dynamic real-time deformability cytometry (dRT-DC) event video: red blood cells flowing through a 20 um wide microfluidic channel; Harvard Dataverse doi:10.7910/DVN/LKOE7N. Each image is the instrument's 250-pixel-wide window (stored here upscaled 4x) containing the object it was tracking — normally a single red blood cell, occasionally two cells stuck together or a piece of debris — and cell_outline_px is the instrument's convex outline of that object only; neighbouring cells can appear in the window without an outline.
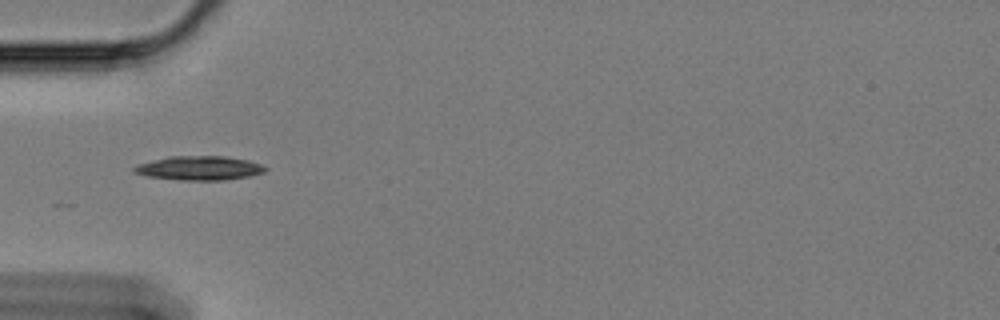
{"species": "Egyptian fruit bat (a non-hibernating species)", "species_latin": "Rousettus aegyptiacus", "temperature_condition": "cold", "stored_images_in_passage": 14, "camera_frame_rate_fps": 3000, "um_per_image_px": 0.085, "animal": {"sex": "female"}, "frame": {"image": 1, "passage_image": 1, "time_ms": 0.0, "image_size_px": [1000, 320], "cell_outline_px": [[268, 168], [264, 172], [248, 176], [224, 180], [180, 180], [144, 176], [132, 172], [132, 168], [136, 164], [168, 156], [224, 156], [248, 160], [264, 164]], "centroid_in_image_um": [16.9, 14.28], "position_along_channel_um": 68.1, "area_um2": 18.67}}
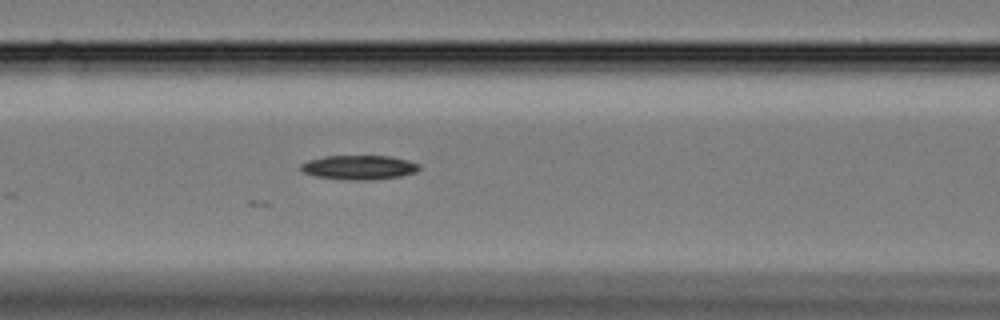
{"frame": {"image": 2, "passage_image": 7, "time_ms": 2.0, "image_size_px": [1000, 320], "cell_outline_px": [[420, 168], [416, 172], [400, 176], [368, 180], [344, 180], [316, 176], [300, 172], [300, 164], [308, 160], [324, 156], [388, 156], [408, 160], [420, 164]], "centroid_in_image_um": [30.48, 14.23], "position_along_channel_um": 136.1, "area_um2": 16.88}}
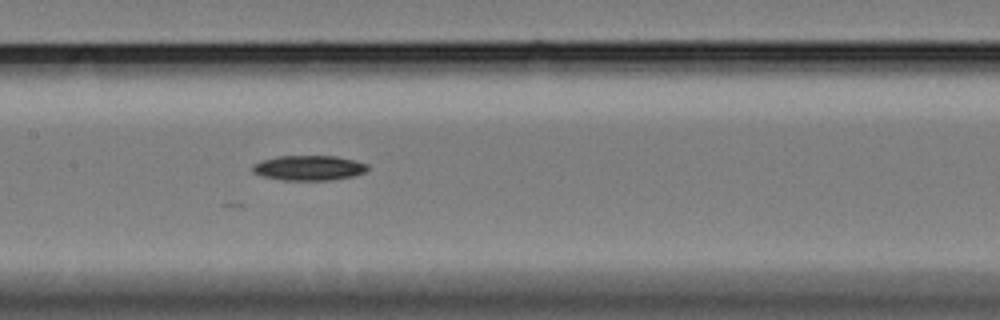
{"frame": {"image": 3, "passage_image": 11, "time_ms": 3.333, "image_size_px": [1000, 320], "cell_outline_px": [[368, 172], [352, 176], [332, 180], [284, 180], [260, 176], [252, 172], [252, 164], [260, 160], [276, 156], [336, 156], [356, 160], [368, 164]], "centroid_in_image_um": [26.24, 14.27], "position_along_channel_um": 181.2, "area_um2": 17.05}}